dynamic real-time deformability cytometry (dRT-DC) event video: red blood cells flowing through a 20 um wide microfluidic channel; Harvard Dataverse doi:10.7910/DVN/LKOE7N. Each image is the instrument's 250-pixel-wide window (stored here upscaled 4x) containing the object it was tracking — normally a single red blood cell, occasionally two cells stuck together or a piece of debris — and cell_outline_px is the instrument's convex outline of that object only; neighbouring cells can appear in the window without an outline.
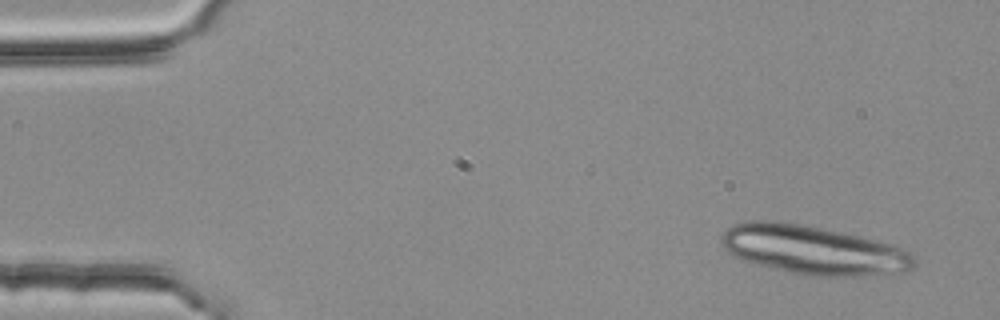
{"species": "common noctule bat (a hibernating species)", "species_latin": "Nyctalus noctula", "temperature_condition": "room temperature", "stored_images_in_passage": 5, "camera_frame_rate_fps": 3000, "um_per_image_px": 0.085, "animal": {"sex": "female", "body_mass_g": 25.1}, "frame": {"image": 1, "passage_image": 1, "time_ms": 0.0, "image_size_px": [1000, 320], "cell_outline_px": [[916, 264], [908, 272], [864, 276], [808, 276], [784, 272], [756, 264], [732, 256], [720, 244], [720, 240], [724, 232], [732, 224], [752, 220], [772, 220], [800, 224], [820, 228], [876, 240], [908, 248], [916, 256]], "centroid_in_image_um": [69.16, 21.27], "position_along_channel_um": 15.8, "area_um2": 55.66}}